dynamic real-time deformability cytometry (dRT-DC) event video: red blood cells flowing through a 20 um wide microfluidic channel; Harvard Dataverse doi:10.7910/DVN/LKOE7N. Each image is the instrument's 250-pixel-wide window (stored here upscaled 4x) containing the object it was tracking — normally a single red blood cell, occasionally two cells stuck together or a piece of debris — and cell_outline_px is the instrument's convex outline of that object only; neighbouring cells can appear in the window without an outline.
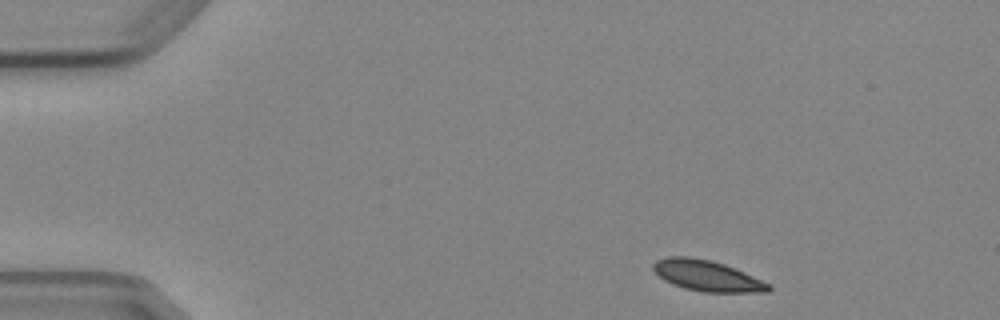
{"species": "Egyptian fruit bat (a non-hibernating species)", "species_latin": "Rousettus aegyptiacus", "temperature_condition": "cold", "stored_images_in_passage": 3, "camera_frame_rate_fps": 3000, "um_per_image_px": 0.085, "animal": {"sex": "female"}, "frame": {"image": 1, "passage_image": 1, "time_ms": 0.0, "image_size_px": [1000, 320], "cell_outline_px": [[772, 288], [768, 292], [704, 292], [684, 288], [672, 284], [664, 280], [652, 268], [652, 264], [656, 260], [668, 256], [688, 256], [712, 260], [736, 268], [772, 284]], "centroid_in_image_um": [60.13, 23.43], "position_along_channel_um": 24.9, "area_um2": 20.92}}